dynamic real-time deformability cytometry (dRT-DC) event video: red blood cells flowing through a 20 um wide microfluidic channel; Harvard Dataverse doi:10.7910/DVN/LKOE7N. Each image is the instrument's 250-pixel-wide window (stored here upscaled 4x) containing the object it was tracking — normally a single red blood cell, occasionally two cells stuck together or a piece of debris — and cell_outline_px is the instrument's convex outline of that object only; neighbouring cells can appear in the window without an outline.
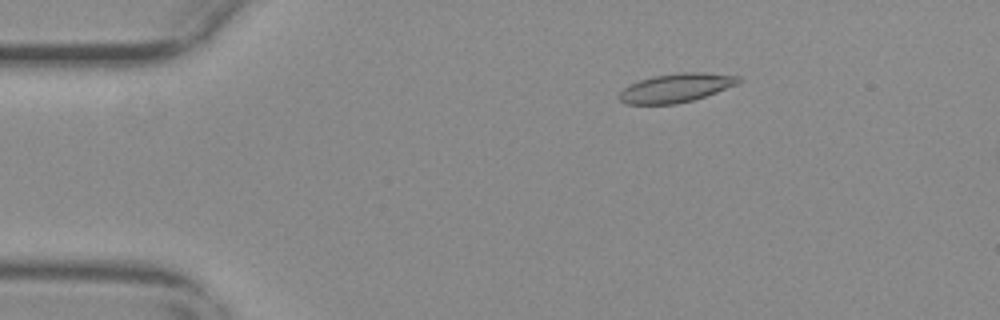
{"species": "common noctule bat (a hibernating species)", "species_latin": "Nyctalus noctula", "temperature_condition": "warm", "stored_images_in_passage": 16, "camera_frame_rate_fps": 3000, "um_per_image_px": 0.085, "animal": {"sex": "female", "body_mass_g": 29.2, "forearm_length_mm": 56.3}, "frame": {"image": 1, "passage_image": 10, "time_ms": 3.0, "image_size_px": [1000, 320], "cell_outline_px": [[740, 80], [736, 84], [716, 92], [692, 100], [676, 104], [624, 104], [620, 100], [620, 92], [624, 88], [640, 80], [656, 76], [680, 72], [704, 72], [740, 76]], "centroid_in_image_um": [57.46, 7.47], "position_along_channel_um": 27.5, "area_um2": 19.65}}